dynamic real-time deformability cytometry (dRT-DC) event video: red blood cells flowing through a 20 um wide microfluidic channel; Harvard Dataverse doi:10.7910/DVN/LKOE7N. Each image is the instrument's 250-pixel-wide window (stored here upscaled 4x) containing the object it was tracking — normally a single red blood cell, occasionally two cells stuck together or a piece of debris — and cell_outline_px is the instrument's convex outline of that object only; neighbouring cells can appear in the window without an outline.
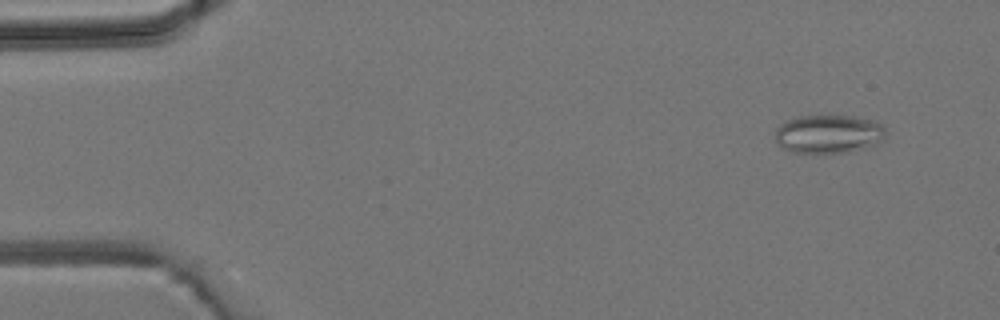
{"species": "common noctule bat (a hibernating species)", "species_latin": "Nyctalus noctula", "temperature_condition": "room temperature", "stored_images_in_passage": 3, "camera_frame_rate_fps": 3000, "um_per_image_px": 0.085, "animal": {"sex": "male", "body_mass_g": 19.2, "forearm_length_mm": 51.8}, "frame": {"image": 1, "passage_image": 1, "time_ms": 0.0, "image_size_px": [1000, 320], "cell_outline_px": [[884, 136], [876, 144], [864, 148], [848, 152], [792, 152], [780, 148], [776, 140], [776, 128], [780, 124], [788, 120], [800, 116], [852, 116], [872, 120], [884, 124]], "centroid_in_image_um": [70.41, 11.38], "position_along_channel_um": 14.6, "area_um2": 24.62}}